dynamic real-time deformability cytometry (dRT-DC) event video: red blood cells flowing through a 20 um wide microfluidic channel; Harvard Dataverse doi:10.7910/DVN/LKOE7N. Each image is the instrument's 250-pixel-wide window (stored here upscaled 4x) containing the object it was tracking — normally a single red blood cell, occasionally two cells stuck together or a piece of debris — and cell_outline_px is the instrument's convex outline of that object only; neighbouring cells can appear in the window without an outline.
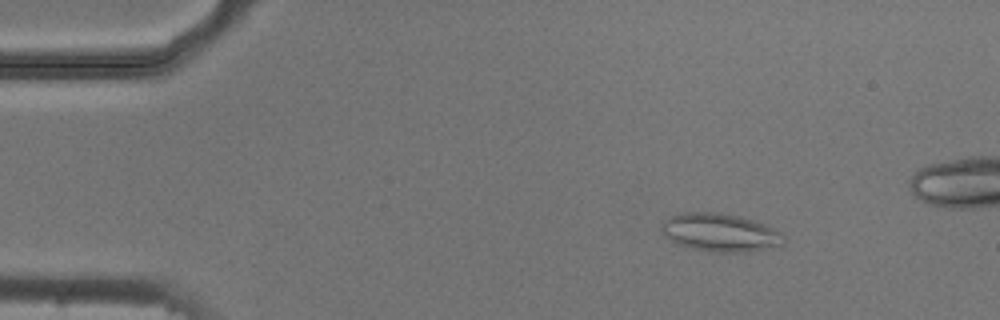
{"species": "common noctule bat (a hibernating species)", "species_latin": "Nyctalus noctula", "temperature_condition": "cold", "stored_images_in_passage": 51, "camera_frame_rate_fps": 3000, "um_per_image_px": 0.085, "animal": {"sex": "male", "body_mass_g": 20.5, "forearm_length_mm": 52.5}, "frame": {"image": 1, "passage_image": 8, "time_ms": 2.333, "image_size_px": [1000, 320], "cell_outline_px": [[784, 244], [744, 252], [712, 252], [692, 248], [676, 244], [660, 228], [664, 220], [672, 216], [684, 212], [716, 212], [740, 216], [764, 224], [780, 232], [784, 236]], "centroid_in_image_um": [61.2, 19.76], "position_along_channel_um": 23.8, "area_um2": 26.76}}
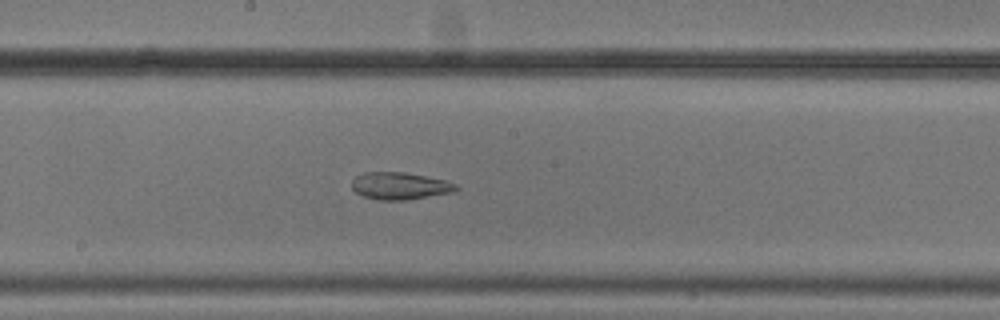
{"frame": {"image": 2, "passage_image": 29, "time_ms": 9.333, "image_size_px": [1000, 320], "cell_outline_px": [[460, 188], [452, 192], [408, 200], [376, 200], [364, 196], [356, 192], [352, 188], [352, 180], [356, 176], [364, 172], [404, 172], [444, 180], [456, 184]], "centroid_in_image_um": [33.97, 15.8], "position_along_channel_um": 214.2, "area_um2": 16.47}}
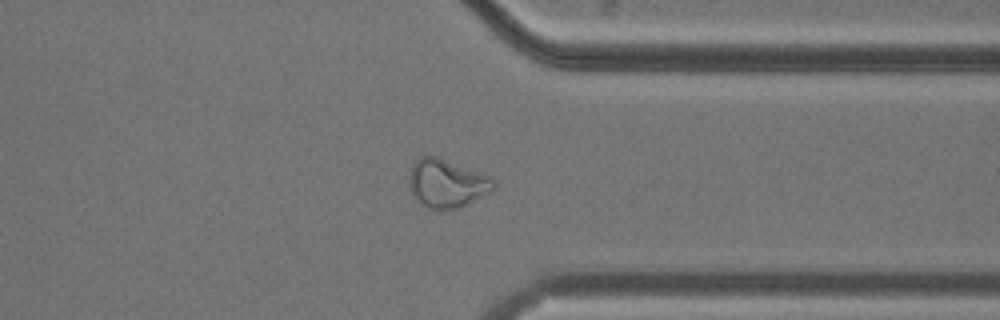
{"frame": {"image": 3, "passage_image": 42, "time_ms": 13.667, "image_size_px": [1000, 320], "cell_outline_px": [[496, 188], [492, 192], [460, 208], [428, 208], [420, 204], [412, 196], [408, 184], [408, 176], [412, 164], [420, 156], [436, 156], [488, 176], [496, 180]], "centroid_in_image_um": [37.96, 15.6], "position_along_channel_um": 373.4, "area_um2": 23.93}, "authors_computed_cell_mechanics": {"area_um2": 23.8714, "velocity_mm_per_s": 3.7359, "shape_relaxation_time_tau1_ms": null, "shape_relaxation_time_tau2_ms": 2.3872, "deformation_change_tau1": null, "deformation_change_tau2": 0.1003}}